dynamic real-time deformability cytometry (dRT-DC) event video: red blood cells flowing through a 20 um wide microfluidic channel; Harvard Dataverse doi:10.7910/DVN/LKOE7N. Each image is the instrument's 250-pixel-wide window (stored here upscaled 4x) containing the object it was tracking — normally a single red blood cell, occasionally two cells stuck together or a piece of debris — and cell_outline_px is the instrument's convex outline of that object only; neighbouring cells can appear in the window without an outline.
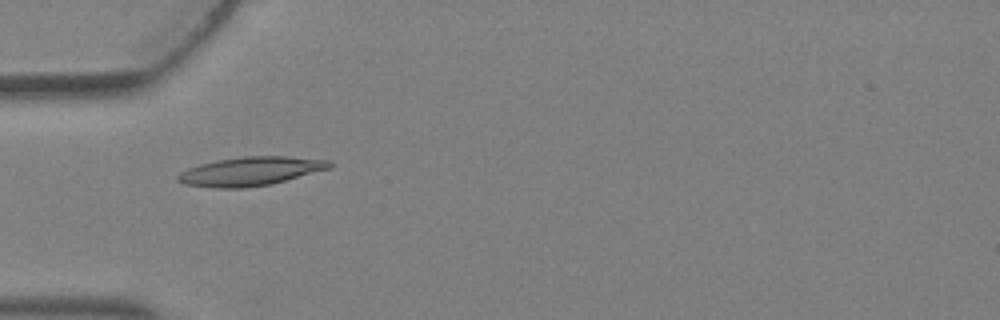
{"species": "Egyptian fruit bat (a non-hibernating species)", "species_latin": "Rousettus aegyptiacus", "temperature_condition": "warm", "stored_images_in_passage": 5, "camera_frame_rate_fps": 3000, "um_per_image_px": 0.085, "animal": {"sex": "female"}, "frame": {"image": 1, "passage_image": 4, "time_ms": 1.0, "image_size_px": [1000, 320], "cell_outline_px": [[332, 168], [272, 184], [244, 188], [216, 188], [184, 184], [176, 180], [176, 176], [180, 172], [188, 168], [200, 164], [220, 160], [244, 156], [288, 156], [328, 160], [332, 164]], "centroid_in_image_um": [21.3, 14.56], "position_along_channel_um": 63.7, "area_um2": 25.49}}
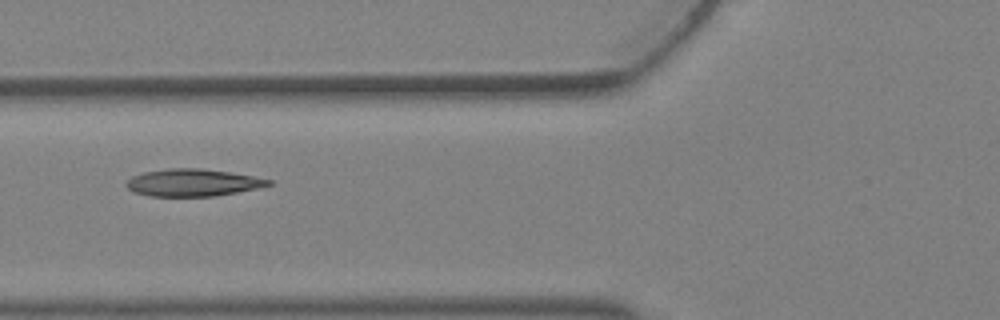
{"frame": {"image": 2, "passage_image": 5, "time_ms": 1.333, "image_size_px": [1000, 320], "cell_outline_px": [[272, 184], [256, 188], [236, 192], [212, 196], [148, 196], [132, 192], [124, 184], [132, 176], [144, 172], [168, 168], [200, 168], [228, 172], [252, 176], [272, 180]], "centroid_in_image_um": [16.32, 15.52], "position_along_channel_um": 109.5, "area_um2": 22.43}}